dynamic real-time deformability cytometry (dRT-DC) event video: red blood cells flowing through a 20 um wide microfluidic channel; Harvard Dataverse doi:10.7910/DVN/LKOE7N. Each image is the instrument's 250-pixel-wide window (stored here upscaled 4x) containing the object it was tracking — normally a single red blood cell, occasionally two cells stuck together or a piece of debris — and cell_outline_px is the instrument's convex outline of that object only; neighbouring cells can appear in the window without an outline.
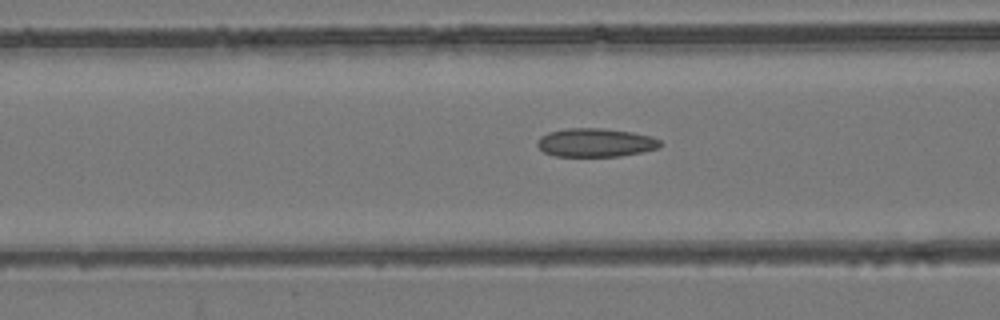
{"species": "common noctule bat (a hibernating species)", "species_latin": "Nyctalus noctula", "temperature_condition": "room temperature", "stored_images_in_passage": 41, "camera_frame_rate_fps": 3000, "um_per_image_px": 0.085, "animal": {"sex": "female", "body_mass_g": 24.6, "forearm_length_mm": 56.2}, "frame": {"image": 1, "passage_image": 9, "time_ms": 2.667, "image_size_px": [1000, 320], "cell_outline_px": [[660, 148], [620, 156], [556, 156], [544, 152], [536, 144], [536, 140], [540, 136], [548, 132], [568, 128], [604, 128], [632, 132], [652, 136], [660, 140]], "centroid_in_image_um": [50.6, 12.11], "position_along_channel_um": 116.0, "area_um2": 20.52}}
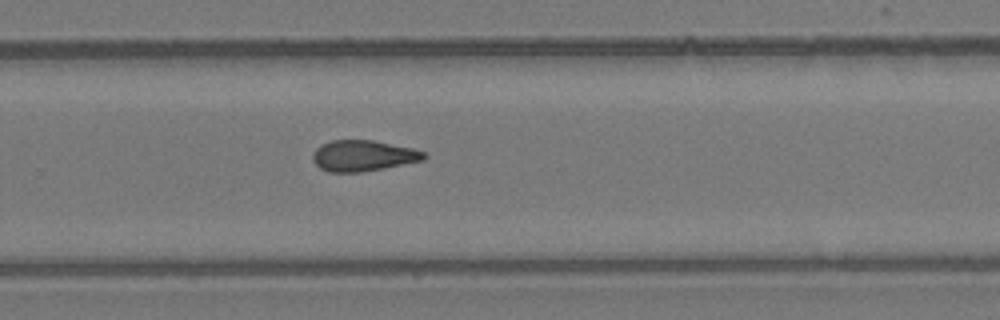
{"frame": {"image": 2, "passage_image": 23, "time_ms": 7.333, "image_size_px": [1000, 320], "cell_outline_px": [[428, 156], [424, 160], [364, 172], [328, 172], [320, 168], [312, 160], [312, 156], [316, 148], [320, 144], [332, 140], [372, 140], [412, 148], [424, 152]], "centroid_in_image_um": [30.85, 13.24], "position_along_channel_um": 298.9, "area_um2": 20.11}}
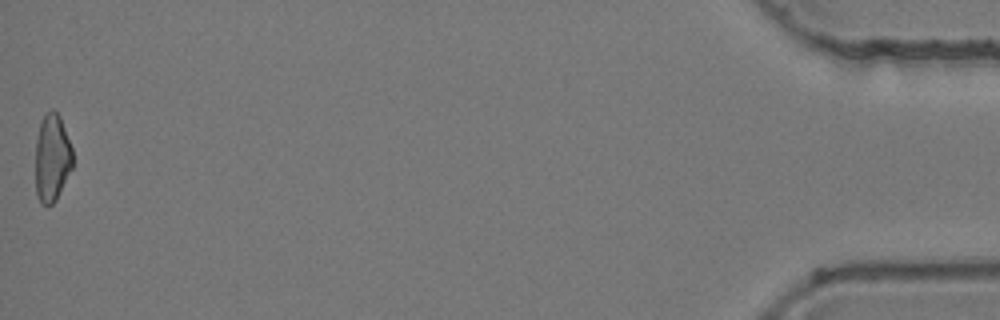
{"frame": {"image": 3, "passage_image": 41, "time_ms": 13.333, "image_size_px": [1000, 320], "cell_outline_px": [[72, 168], [56, 200], [48, 208], [40, 204], [36, 196], [36, 140], [40, 124], [44, 116], [52, 108], [60, 116], [72, 148]], "centroid_in_image_um": [4.42, 13.48], "position_along_channel_um": 430.8, "area_um2": 19.07}, "authors_computed_cell_mechanics": {"area_um2": 20.1722, "velocity_mm_per_s": 3.9194, "shape_relaxation_time_tau1_ms": null, "shape_relaxation_time_tau2_ms": 3.9425, "deformation_change_tau1": null, "deformation_change_tau2": 0.1233}}